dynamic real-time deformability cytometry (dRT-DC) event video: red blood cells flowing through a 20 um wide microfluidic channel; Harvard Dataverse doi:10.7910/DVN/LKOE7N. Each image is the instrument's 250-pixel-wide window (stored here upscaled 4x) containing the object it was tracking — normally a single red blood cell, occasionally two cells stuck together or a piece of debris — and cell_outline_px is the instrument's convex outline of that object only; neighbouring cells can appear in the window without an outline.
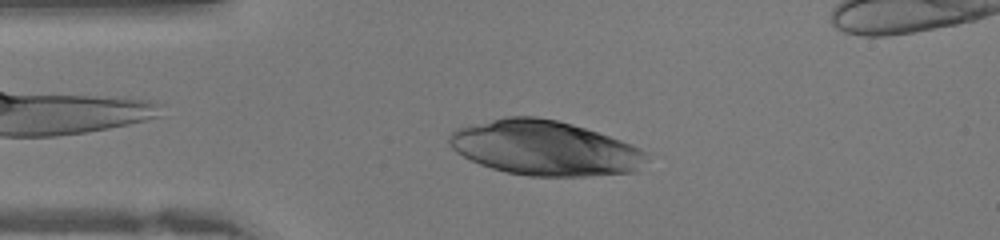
{"species": "human", "species_latin": "Homo sapiens", "temperature_condition": "warm", "stored_images_in_passage": 32, "camera_frame_rate_fps": 3000, "um_per_image_px": 0.085, "donor": {"sex": "female"}, "frame": {"image": 1, "passage_image": 6, "time_ms": 1.667, "image_size_px": [1000, 240], "cell_outline_px": [[648, 152], [636, 172], [588, 176], [528, 176], [508, 172], [492, 168], [480, 164], [456, 152], [452, 148], [448, 140], [448, 136], [456, 128], [504, 116], [536, 116], [556, 120], [572, 124], [632, 144]], "centroid_in_image_um": [46.28, 12.58], "position_along_channel_um": 38.7, "area_um2": 62.66}}